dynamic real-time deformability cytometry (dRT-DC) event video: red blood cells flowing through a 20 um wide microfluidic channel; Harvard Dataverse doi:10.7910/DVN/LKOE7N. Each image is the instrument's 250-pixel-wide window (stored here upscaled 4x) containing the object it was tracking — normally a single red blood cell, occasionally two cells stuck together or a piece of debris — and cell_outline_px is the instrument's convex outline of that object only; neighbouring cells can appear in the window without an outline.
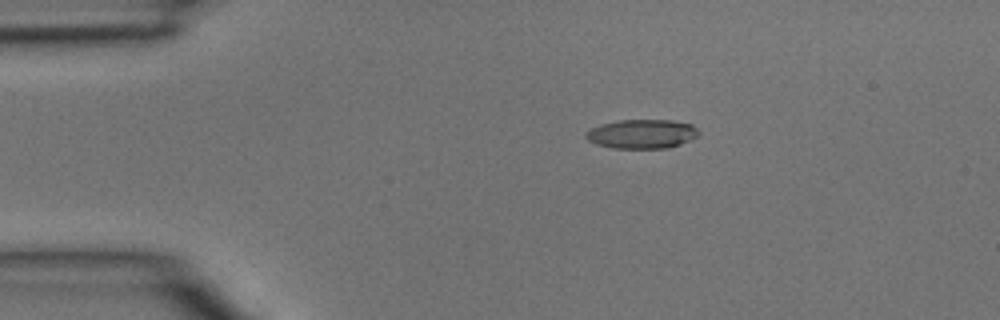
{"species": "common noctule bat (a hibernating species)", "species_latin": "Nyctalus noctula", "temperature_condition": "room temperature", "stored_images_in_passage": 37, "camera_frame_rate_fps": 3000, "um_per_image_px": 0.085, "animal": {"sex": "male", "body_mass_g": 15.6}, "frame": {"image": 1, "passage_image": 1, "time_ms": 0.0, "image_size_px": [1000, 320], "cell_outline_px": [[700, 132], [696, 136], [680, 144], [664, 148], [616, 148], [596, 144], [588, 140], [584, 136], [584, 132], [600, 124], [620, 120], [672, 120], [692, 124]], "centroid_in_image_um": [54.53, 11.37], "position_along_channel_um": 30.5, "area_um2": 19.02}}
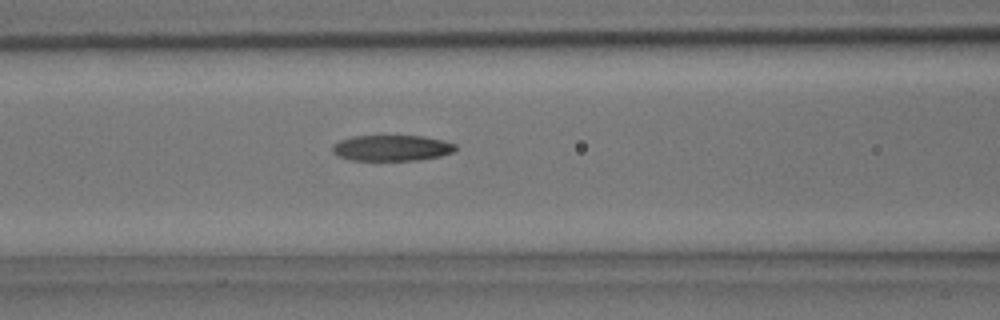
{"frame": {"image": 2, "passage_image": 11, "time_ms": 3.333, "image_size_px": [1000, 320], "cell_outline_px": [[456, 148], [452, 152], [440, 156], [416, 160], [352, 160], [336, 156], [332, 152], [332, 144], [340, 140], [352, 136], [424, 136], [444, 140], [456, 144]], "centroid_in_image_um": [33.27, 12.57], "position_along_channel_um": 133.3, "area_um2": 18.61}}
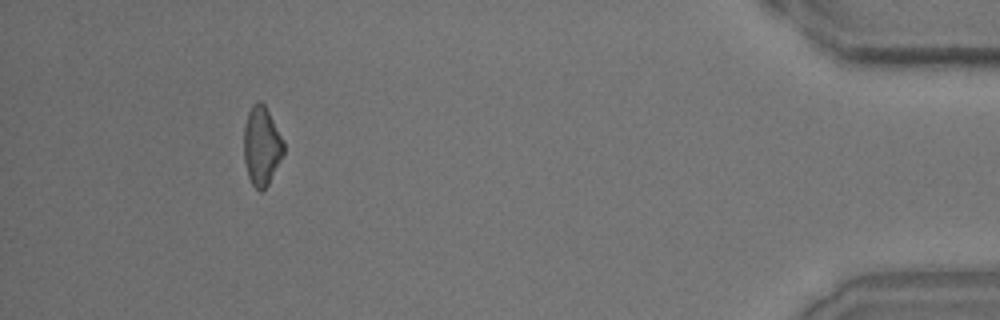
{"frame": {"image": 3, "passage_image": 34, "time_ms": 11.0, "image_size_px": [1000, 320], "cell_outline_px": [[284, 152], [268, 184], [260, 192], [252, 184], [248, 176], [244, 160], [244, 128], [248, 112], [252, 104], [260, 100], [264, 104], [284, 140]], "centroid_in_image_um": [22.23, 12.39], "position_along_channel_um": 413.0, "area_um2": 18.15}}